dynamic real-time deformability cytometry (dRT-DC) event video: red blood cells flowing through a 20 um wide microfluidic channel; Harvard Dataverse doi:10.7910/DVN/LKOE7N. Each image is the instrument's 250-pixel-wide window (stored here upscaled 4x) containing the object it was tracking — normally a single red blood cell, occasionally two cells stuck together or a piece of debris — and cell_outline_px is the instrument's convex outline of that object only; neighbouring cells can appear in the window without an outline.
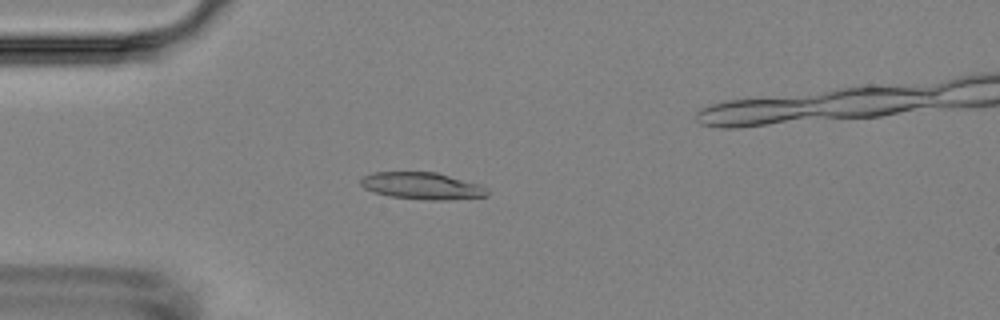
{"species": "Egyptian fruit bat (a non-hibernating species)", "species_latin": "Rousettus aegyptiacus", "temperature_condition": "room temperature", "stored_images_in_passage": 2, "camera_frame_rate_fps": 3000, "um_per_image_px": 0.085, "animal": {"sex": "female"}, "frame": {"image": 1, "passage_image": 2, "time_ms": 1.0, "image_size_px": [1000, 320], "cell_outline_px": [[488, 196], [448, 200], [424, 200], [388, 196], [372, 192], [364, 188], [360, 184], [360, 180], [364, 176], [376, 172], [436, 172], [480, 184], [488, 192]], "centroid_in_image_um": [35.86, 15.81], "position_along_channel_um": 49.1, "area_um2": 19.94}}